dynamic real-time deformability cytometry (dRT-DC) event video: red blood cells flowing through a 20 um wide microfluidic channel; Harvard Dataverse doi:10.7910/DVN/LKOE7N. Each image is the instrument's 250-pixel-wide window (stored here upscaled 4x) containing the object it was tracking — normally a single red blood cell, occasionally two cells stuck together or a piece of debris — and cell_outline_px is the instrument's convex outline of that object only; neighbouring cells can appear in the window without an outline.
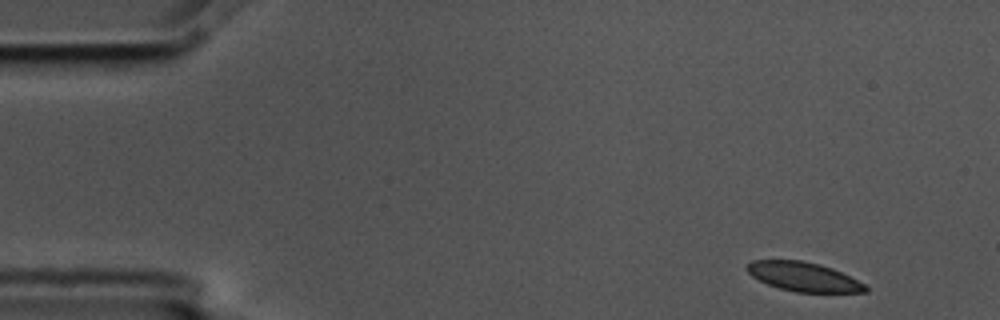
{"species": "common noctule bat (a hibernating species)", "species_latin": "Nyctalus noctula", "temperature_condition": "cold", "stored_images_in_passage": 4, "camera_frame_rate_fps": 3000, "um_per_image_px": 0.085, "animal": {"sex": "male", "body_mass_g": 17.5, "forearm_length_mm": 52.3}, "frame": {"image": 1, "passage_image": 1, "time_ms": 0.0, "image_size_px": [1000, 320], "cell_outline_px": [[868, 292], [796, 292], [780, 288], [768, 284], [752, 276], [744, 268], [752, 260], [800, 260], [820, 264], [832, 268], [864, 284], [868, 288]], "centroid_in_image_um": [68.27, 23.52], "position_along_channel_um": 16.7, "area_um2": 19.88}}
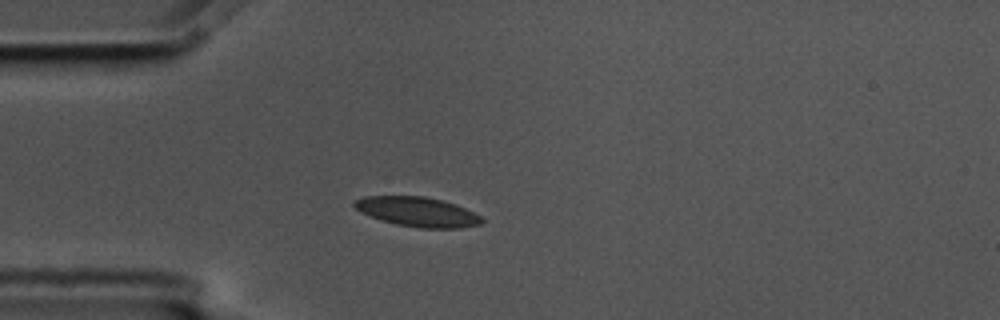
{"frame": {"image": 2, "passage_image": 3, "time_ms": 0.667, "image_size_px": [1000, 320], "cell_outline_px": [[484, 220], [480, 224], [460, 228], [420, 228], [396, 224], [380, 220], [356, 208], [352, 204], [352, 200], [364, 196], [424, 196], [456, 204], [480, 216]], "centroid_in_image_um": [35.47, 18.0], "position_along_channel_um": 49.5, "area_um2": 21.79}}